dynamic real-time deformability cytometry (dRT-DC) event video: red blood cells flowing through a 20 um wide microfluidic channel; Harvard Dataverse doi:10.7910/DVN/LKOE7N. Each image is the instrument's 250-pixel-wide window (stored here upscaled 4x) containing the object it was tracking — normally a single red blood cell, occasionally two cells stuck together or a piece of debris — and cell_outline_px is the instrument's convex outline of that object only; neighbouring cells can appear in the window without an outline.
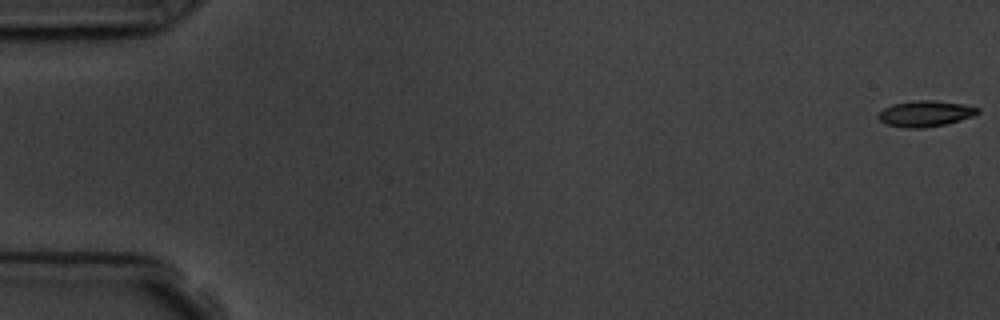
{"species": "common noctule bat (a hibernating species)", "species_latin": "Nyctalus noctula", "temperature_condition": "room temperature", "stored_images_in_passage": 6, "segment_of_instrument_passage": [2, 2], "camera_frame_rate_fps": 3000, "um_per_image_px": 0.085, "animal": {"sex": "male", "body_mass_g": 19.5, "forearm_length_mm": 54.6}, "frame": {"image": 1, "passage_image": 6, "time_ms": 5.667, "image_size_px": [1000, 320], "cell_outline_px": [[980, 112], [972, 116], [960, 120], [944, 124], [920, 128], [908, 128], [888, 124], [880, 120], [876, 116], [884, 108], [892, 104], [912, 100], [936, 100], [960, 104], [980, 108]], "centroid_in_image_um": [78.64, 9.64], "position_along_channel_um": 6.4, "area_um2": 14.85}}